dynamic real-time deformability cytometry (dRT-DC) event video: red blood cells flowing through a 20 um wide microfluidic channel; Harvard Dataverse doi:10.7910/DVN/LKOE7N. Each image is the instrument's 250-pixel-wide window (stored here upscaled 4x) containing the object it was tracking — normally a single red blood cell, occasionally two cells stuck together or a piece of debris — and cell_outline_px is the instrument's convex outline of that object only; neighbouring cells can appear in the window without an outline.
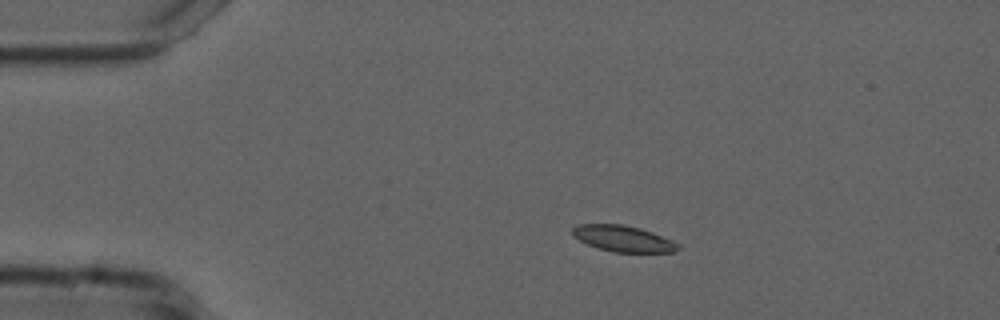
{"species": "common noctule bat (a hibernating species)", "species_latin": "Nyctalus noctula", "temperature_condition": "cold", "stored_images_in_passage": 16, "camera_frame_rate_fps": 3000, "um_per_image_px": 0.085, "animal": {"sex": "male", "forearm_length_mm": 52.5}, "frame": {"image": 1, "passage_image": 11, "time_ms": 3.333, "image_size_px": [1000, 320], "cell_outline_px": [[680, 248], [672, 252], [612, 252], [588, 244], [572, 236], [572, 228], [576, 224], [624, 224], [640, 228], [652, 232], [672, 240], [680, 244]], "centroid_in_image_um": [52.96, 20.27], "position_along_channel_um": 32.0, "area_um2": 16.07}}